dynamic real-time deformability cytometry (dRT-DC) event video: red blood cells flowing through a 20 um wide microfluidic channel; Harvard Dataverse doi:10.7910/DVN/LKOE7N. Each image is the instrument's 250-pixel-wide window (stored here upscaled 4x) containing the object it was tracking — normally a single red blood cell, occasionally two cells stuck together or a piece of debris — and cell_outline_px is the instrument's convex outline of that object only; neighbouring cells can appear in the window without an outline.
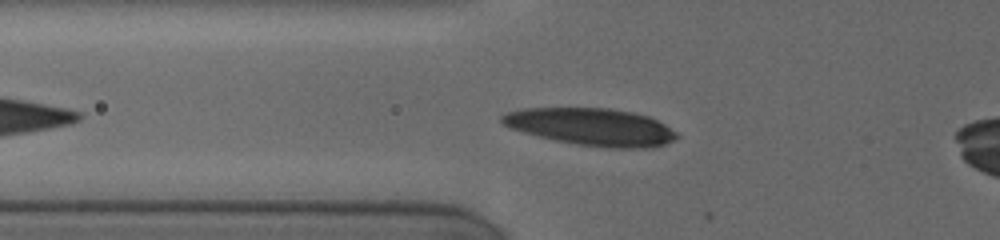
{"species": "human", "species_latin": "Homo sapiens", "temperature_condition": "cold", "stored_images_in_passage": 8, "segment_of_instrument_passage": [1, 2], "camera_frame_rate_fps": 3000, "um_per_image_px": 0.085, "donor": {"sex": "female"}, "frame": {"image": 1, "passage_image": 6, "time_ms": 2.333, "image_size_px": [1000, 240], "cell_outline_px": [[680, 136], [676, 140], [664, 144], [648, 148], [608, 148], [576, 144], [556, 140], [508, 128], [500, 120], [500, 116], [508, 112], [520, 108], [612, 108], [632, 112], [648, 116], [664, 124], [676, 132]], "centroid_in_image_um": [50.28, 10.78], "position_along_channel_um": 75.5, "area_um2": 38.03}}